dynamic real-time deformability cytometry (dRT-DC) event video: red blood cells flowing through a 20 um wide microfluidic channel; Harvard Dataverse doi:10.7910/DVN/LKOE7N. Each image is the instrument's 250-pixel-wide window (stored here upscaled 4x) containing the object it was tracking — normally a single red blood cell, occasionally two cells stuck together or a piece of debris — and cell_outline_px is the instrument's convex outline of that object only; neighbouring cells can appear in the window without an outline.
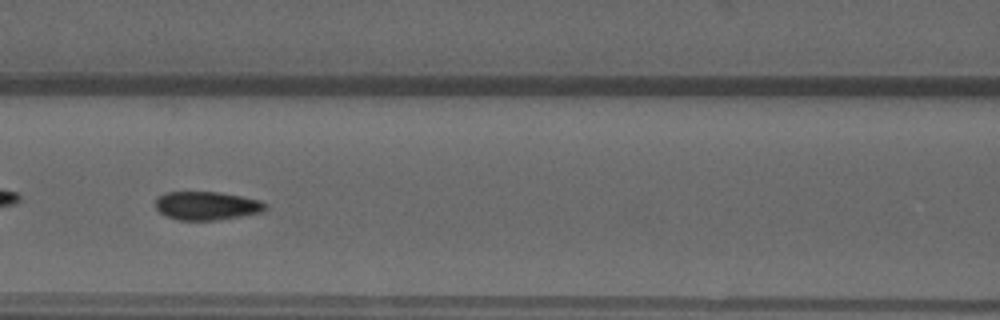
{"species": "common noctule bat (a hibernating species)", "species_latin": "Nyctalus noctula", "temperature_condition": "warm", "stored_images_in_passage": 57, "camera_frame_rate_fps": 3000, "um_per_image_px": 0.085, "animal": {"sex": "male", "forearm_length_mm": 52.5}, "frame": {"image": 1, "passage_image": 25, "time_ms": 8.0, "image_size_px": [1000, 320], "cell_outline_px": [[268, 208], [260, 212], [240, 216], [216, 220], [180, 220], [164, 216], [156, 208], [156, 200], [164, 192], [220, 192], [260, 200], [268, 204]], "centroid_in_image_um": [17.58, 17.48], "position_along_channel_um": 149.0, "area_um2": 18.21}}
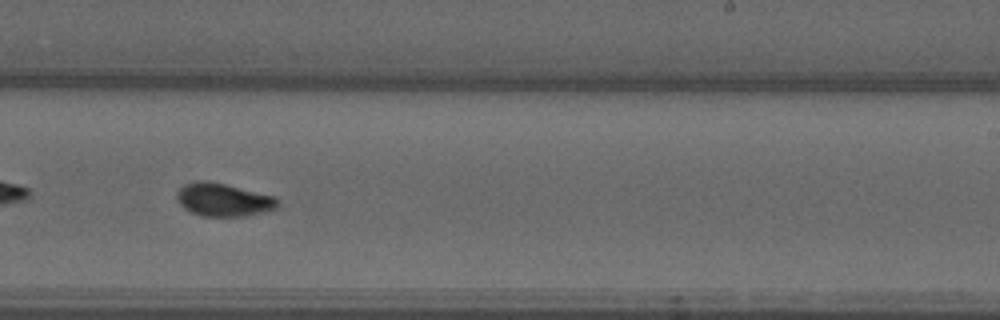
{"frame": {"image": 2, "passage_image": 35, "time_ms": 11.333, "image_size_px": [1000, 320], "cell_outline_px": [[280, 208], [264, 212], [244, 216], [200, 216], [184, 208], [180, 204], [176, 196], [176, 192], [184, 184], [196, 180], [208, 180], [272, 196], [280, 200]], "centroid_in_image_um": [18.99, 16.98], "position_along_channel_um": 270.0, "area_um2": 19.48}}
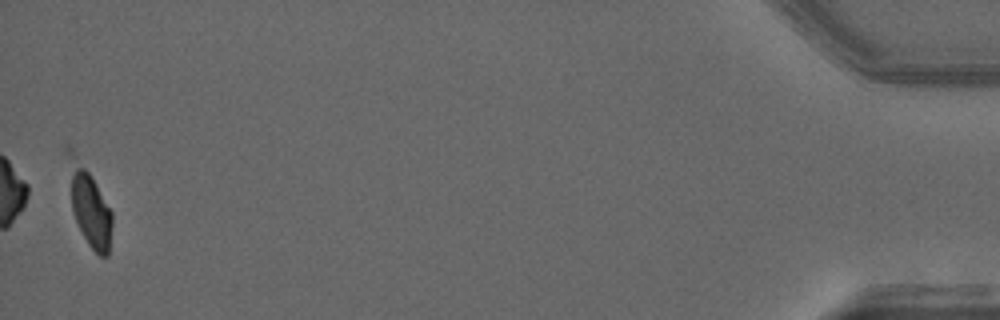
{"frame": {"image": 3, "passage_image": 56, "time_ms": 18.333, "image_size_px": [1000, 320], "cell_outline_px": [[112, 224], [108, 256], [100, 256], [88, 244], [72, 212], [72, 176], [76, 164], [84, 168], [88, 172], [112, 212]], "centroid_in_image_um": [7.76, 17.98], "position_along_channel_um": 427.4, "area_um2": 17.05}, "authors_computed_cell_mechanics": {"area_um2": 18.3804, "velocity_mm_per_s": 3.646, "shape_relaxation_time_tau1_ms": 6.3257, "shape_relaxation_time_tau2_ms": 0.2752, "deformation_change_tau1": 0.1764, "deformation_change_tau2": 0.039}}